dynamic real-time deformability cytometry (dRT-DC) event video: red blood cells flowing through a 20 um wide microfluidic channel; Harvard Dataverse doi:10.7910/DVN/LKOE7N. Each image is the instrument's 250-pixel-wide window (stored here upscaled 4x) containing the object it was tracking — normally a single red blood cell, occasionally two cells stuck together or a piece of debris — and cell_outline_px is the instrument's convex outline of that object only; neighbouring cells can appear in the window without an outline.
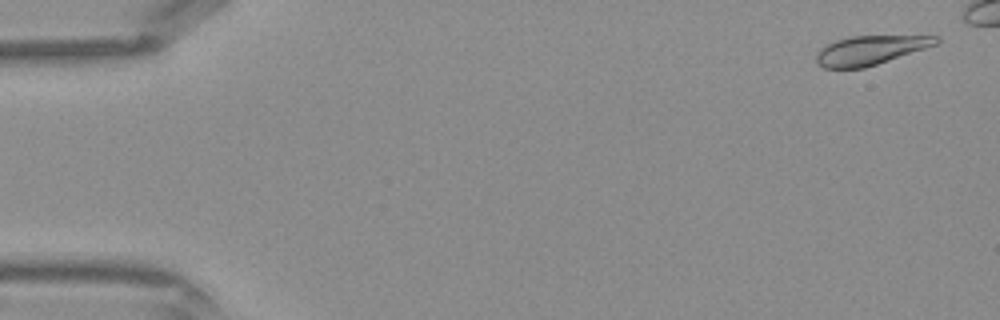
{"species": "Egyptian fruit bat (a non-hibernating species)", "species_latin": "Rousettus aegyptiacus", "temperature_condition": "warm", "stored_images_in_passage": 38, "camera_frame_rate_fps": 3000, "um_per_image_px": 0.085, "frame": {"image": 1, "passage_image": 2, "time_ms": 0.333, "image_size_px": [1000, 320], "cell_outline_px": [[940, 40], [936, 44], [864, 68], [824, 68], [816, 64], [816, 52], [820, 48], [836, 40], [852, 36], [940, 36]], "centroid_in_image_um": [73.91, 4.27], "position_along_channel_um": 11.1, "area_um2": 20.0}}
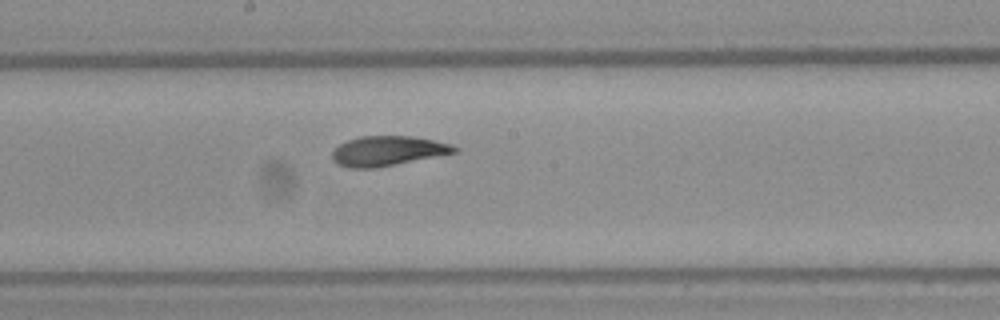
{"frame": {"image": 2, "passage_image": 23, "time_ms": 7.333, "image_size_px": [1000, 320], "cell_outline_px": [[460, 148], [456, 152], [376, 168], [348, 168], [336, 164], [332, 160], [332, 152], [340, 144], [348, 140], [360, 136], [412, 136], [452, 144]], "centroid_in_image_um": [32.93, 12.83], "position_along_channel_um": 215.3, "area_um2": 21.15}}
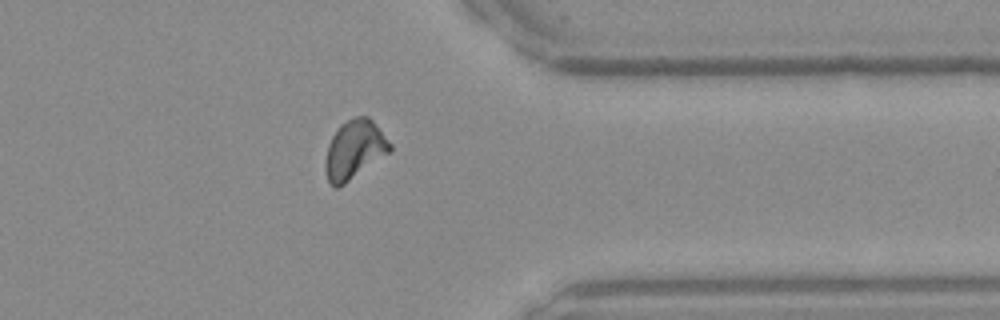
{"frame": {"image": 3, "passage_image": 34, "time_ms": 11.0, "image_size_px": [1000, 320], "cell_outline_px": [[392, 152], [344, 184], [336, 188], [328, 180], [324, 172], [324, 160], [328, 144], [336, 128], [340, 124], [356, 116], [368, 116], [372, 120], [392, 144]], "centroid_in_image_um": [30.12, 12.72], "position_along_channel_um": 381.3, "area_um2": 22.43}}